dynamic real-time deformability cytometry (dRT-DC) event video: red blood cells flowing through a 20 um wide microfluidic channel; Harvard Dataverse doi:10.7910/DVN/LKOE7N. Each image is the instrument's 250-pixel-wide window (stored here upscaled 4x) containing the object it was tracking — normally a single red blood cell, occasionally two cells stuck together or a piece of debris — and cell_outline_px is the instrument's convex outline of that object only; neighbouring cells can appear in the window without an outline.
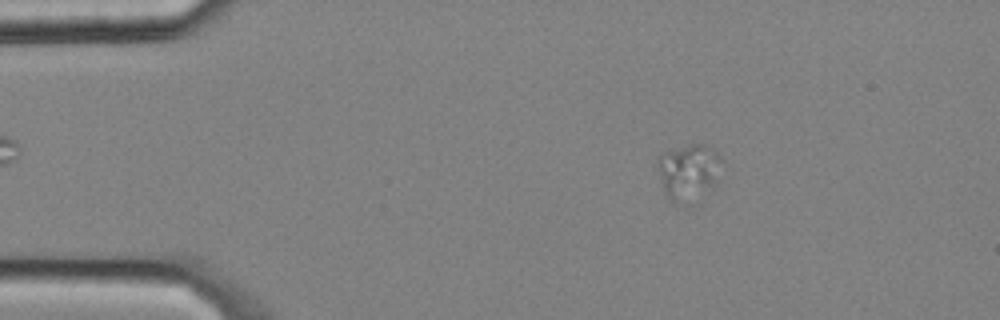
{"species": "common noctule bat (a hibernating species)", "species_latin": "Nyctalus noctula", "temperature_condition": "cold", "stored_images_in_passage": 3, "camera_frame_rate_fps": 3000, "um_per_image_px": 0.085, "animal": {"sex": "male", "body_mass_g": 20.4}, "frame": {"image": 1, "passage_image": 2, "time_ms": 0.333, "image_size_px": [1000, 320], "cell_outline_px": [[724, 160], [716, 184], [712, 188], [676, 204], [664, 192], [656, 164], [656, 160], [664, 152], [688, 144], [704, 144], [716, 152]], "centroid_in_image_um": [58.54, 14.53], "position_along_channel_um": 26.5, "area_um2": 20.58}}